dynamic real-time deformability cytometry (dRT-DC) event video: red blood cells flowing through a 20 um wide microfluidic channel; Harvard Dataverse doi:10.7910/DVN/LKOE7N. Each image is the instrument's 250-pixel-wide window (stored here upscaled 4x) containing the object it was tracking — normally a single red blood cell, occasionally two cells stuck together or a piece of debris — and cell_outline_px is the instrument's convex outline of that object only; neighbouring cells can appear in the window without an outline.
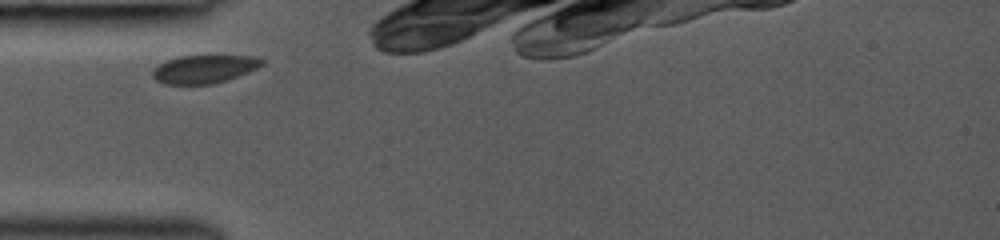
{"species": "common noctule bat (a hibernating species)", "species_latin": "Nyctalus noctula", "temperature_condition": "room temperature", "stored_images_in_passage": 26, "camera_frame_rate_fps": 3000, "um_per_image_px": 0.085, "animal": {"sex": "female", "body_mass_g": 19.0, "forearm_length_mm": 53.3}, "frame": {"image": 1, "passage_image": 2, "time_ms": 0.333, "image_size_px": [1000, 240], "cell_outline_px": [[264, 64], [248, 72], [212, 84], [164, 84], [156, 80], [152, 76], [152, 68], [168, 60], [180, 56], [252, 56], [264, 60]], "centroid_in_image_um": [17.32, 5.87], "position_along_channel_um": 67.7, "area_um2": 17.69}}
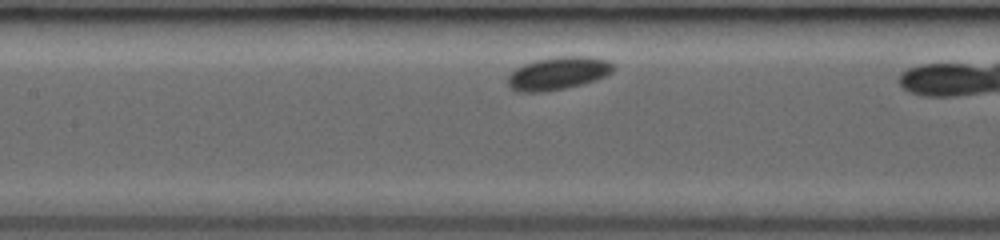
{"frame": {"image": 2, "passage_image": 9, "time_ms": 2.667, "image_size_px": [1000, 240], "cell_outline_px": [[616, 68], [612, 72], [596, 80], [584, 84], [544, 92], [520, 92], [512, 88], [508, 84], [508, 76], [516, 68], [524, 64], [536, 60], [556, 56], [588, 56], [608, 60], [616, 64]], "centroid_in_image_um": [47.49, 6.22], "position_along_channel_um": 159.9, "area_um2": 20.35}}
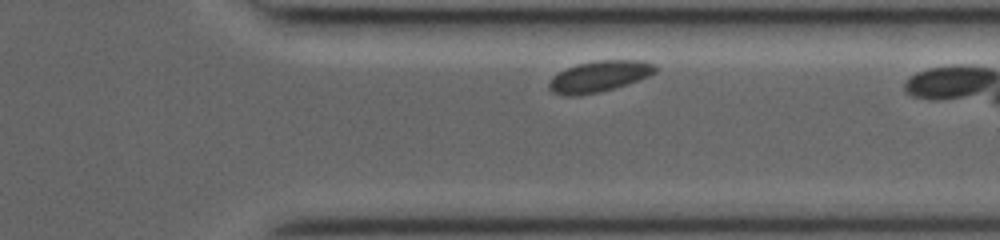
{"frame": {"image": 3, "passage_image": 23, "time_ms": 7.667, "image_size_px": [1000, 240], "cell_outline_px": [[660, 68], [656, 72], [648, 76], [628, 84], [600, 92], [580, 96], [564, 96], [552, 92], [548, 88], [548, 84], [552, 76], [576, 64], [600, 60], [644, 60], [656, 64]], "centroid_in_image_um": [50.96, 6.5], "position_along_channel_um": 360.4, "area_um2": 19.54}}